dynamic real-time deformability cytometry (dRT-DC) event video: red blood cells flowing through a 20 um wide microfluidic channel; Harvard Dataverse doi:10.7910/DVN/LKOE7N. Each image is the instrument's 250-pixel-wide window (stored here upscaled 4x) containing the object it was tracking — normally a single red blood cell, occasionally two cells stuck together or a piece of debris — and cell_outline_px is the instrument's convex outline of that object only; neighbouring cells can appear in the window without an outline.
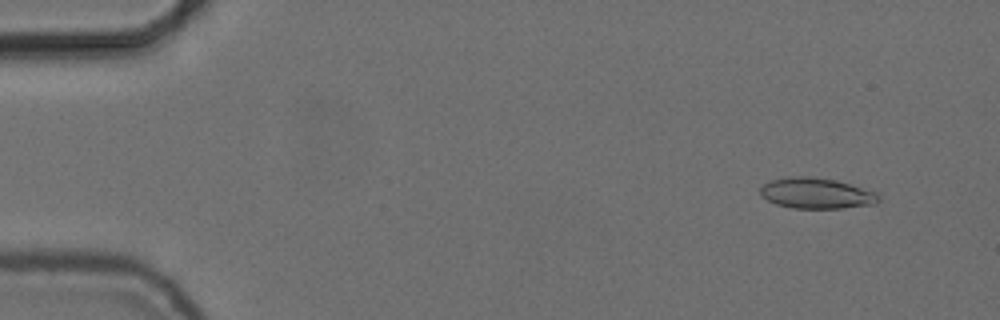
{"species": "common noctule bat (a hibernating species)", "species_latin": "Nyctalus noctula", "temperature_condition": "cold", "stored_images_in_passage": 55, "camera_frame_rate_fps": 3000, "um_per_image_px": 0.085, "animal": {"sex": "female", "body_mass_g": 24.6, "forearm_length_mm": 56.2}, "frame": {"image": 1, "passage_image": 5, "time_ms": 1.333, "image_size_px": [1000, 320], "cell_outline_px": [[880, 200], [876, 204], [840, 208], [792, 208], [776, 204], [760, 196], [760, 188], [764, 184], [772, 180], [788, 176], [812, 176], [836, 180], [880, 192]], "centroid_in_image_um": [69.43, 16.42], "position_along_channel_um": 15.6, "area_um2": 21.5}}
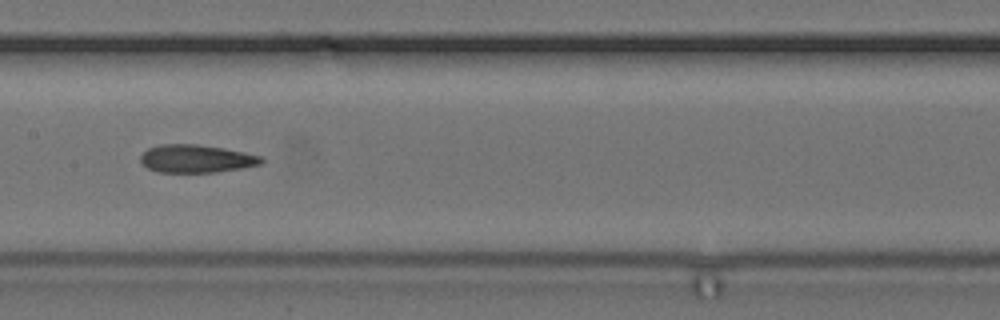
{"frame": {"image": 2, "passage_image": 28, "time_ms": 9.0, "image_size_px": [1000, 320], "cell_outline_px": [[264, 160], [260, 164], [240, 168], [216, 172], [156, 172], [148, 168], [140, 160], [140, 156], [148, 148], [160, 144], [196, 144], [224, 148], [264, 156]], "centroid_in_image_um": [16.69, 13.48], "position_along_channel_um": 190.7, "area_um2": 19.65}}
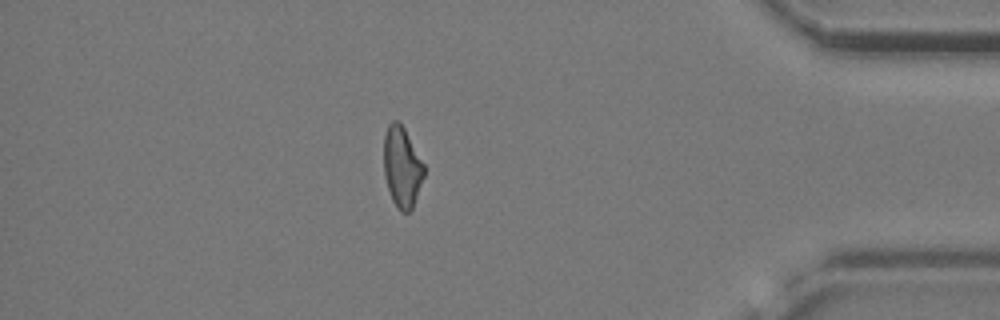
{"frame": {"image": 3, "passage_image": 48, "time_ms": 15.667, "image_size_px": [1000, 320], "cell_outline_px": [[424, 176], [412, 208], [408, 212], [400, 212], [396, 208], [392, 200], [384, 176], [384, 136], [388, 124], [392, 120], [396, 120], [404, 128], [424, 164]], "centroid_in_image_um": [34.15, 14.21], "position_along_channel_um": 401.0, "area_um2": 18.79}, "authors_computed_cell_mechanics": {"area_um2": 19.941, "velocity_mm_per_s": 3.7401, "shape_relaxation_time_tau1_ms": null, "shape_relaxation_time_tau2_ms": 4.713, "deformation_change_tau1": null, "deformation_change_tau2": 0.1551}}